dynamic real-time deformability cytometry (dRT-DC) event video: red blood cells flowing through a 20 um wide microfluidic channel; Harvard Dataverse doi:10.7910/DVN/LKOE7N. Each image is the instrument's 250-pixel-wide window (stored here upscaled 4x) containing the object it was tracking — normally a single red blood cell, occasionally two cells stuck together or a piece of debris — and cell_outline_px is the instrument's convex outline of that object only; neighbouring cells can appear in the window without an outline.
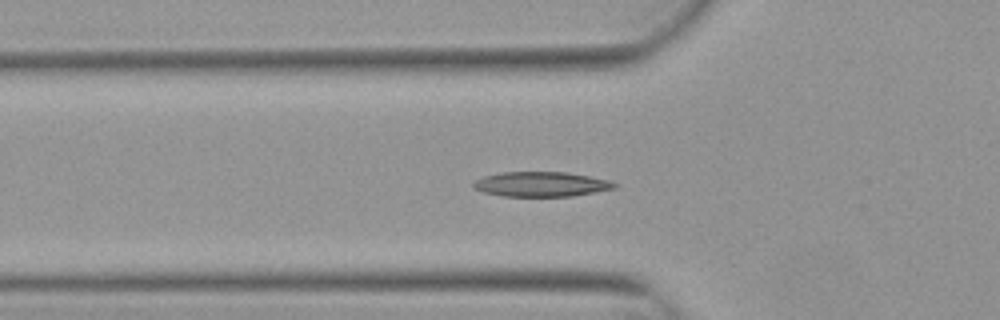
{"species": "Egyptian fruit bat (a non-hibernating species)", "species_latin": "Rousettus aegyptiacus", "temperature_condition": "warm", "stored_images_in_passage": 16, "camera_frame_rate_fps": 3000, "um_per_image_px": 0.085, "animal": {"sex": "female"}, "frame": {"image": 1, "passage_image": 5, "time_ms": 1.333, "image_size_px": [1000, 320], "cell_outline_px": [[616, 188], [572, 196], [500, 196], [484, 192], [472, 188], [472, 184], [476, 180], [484, 176], [504, 172], [568, 172], [608, 180], [616, 184]], "centroid_in_image_um": [45.97, 15.66], "position_along_channel_um": 79.8, "area_um2": 20.29}}
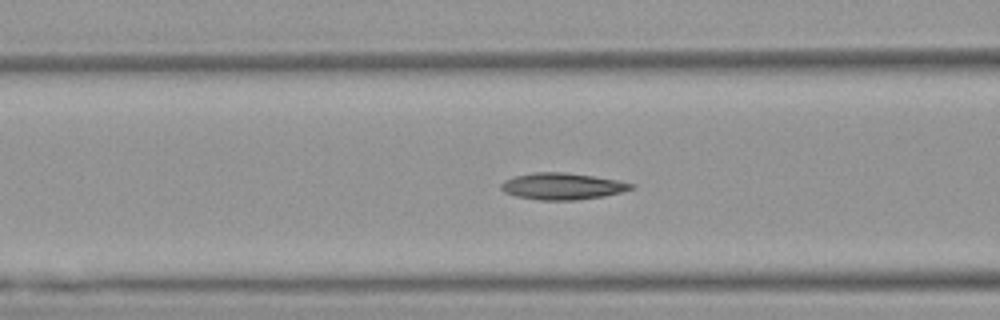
{"frame": {"image": 2, "passage_image": 8, "time_ms": 2.333, "image_size_px": [1000, 320], "cell_outline_px": [[636, 188], [604, 196], [576, 200], [540, 200], [516, 196], [504, 192], [500, 188], [500, 184], [504, 180], [516, 176], [532, 172], [564, 172], [592, 176], [616, 180], [636, 184]], "centroid_in_image_um": [47.79, 15.83], "position_along_channel_um": 118.8, "area_um2": 20.17}}
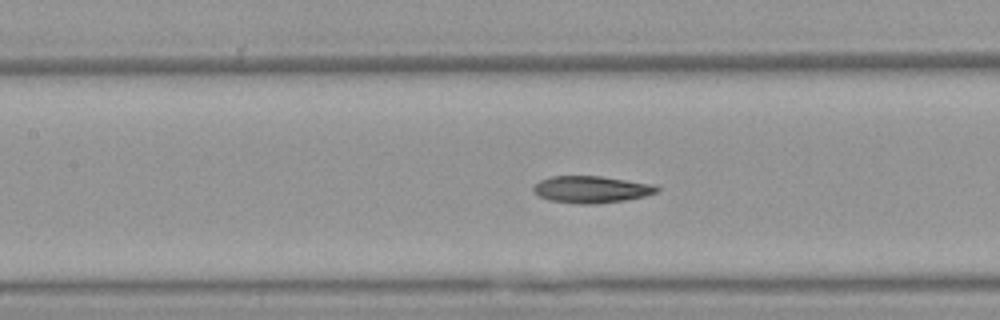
{"frame": {"image": 3, "passage_image": 11, "time_ms": 3.333, "image_size_px": [1000, 320], "cell_outline_px": [[660, 188], [656, 192], [644, 196], [624, 200], [596, 204], [576, 204], [548, 200], [540, 196], [532, 188], [540, 180], [552, 176], [600, 176], [652, 184]], "centroid_in_image_um": [50.24, 16.1], "position_along_channel_um": 157.2, "area_um2": 19.19}}